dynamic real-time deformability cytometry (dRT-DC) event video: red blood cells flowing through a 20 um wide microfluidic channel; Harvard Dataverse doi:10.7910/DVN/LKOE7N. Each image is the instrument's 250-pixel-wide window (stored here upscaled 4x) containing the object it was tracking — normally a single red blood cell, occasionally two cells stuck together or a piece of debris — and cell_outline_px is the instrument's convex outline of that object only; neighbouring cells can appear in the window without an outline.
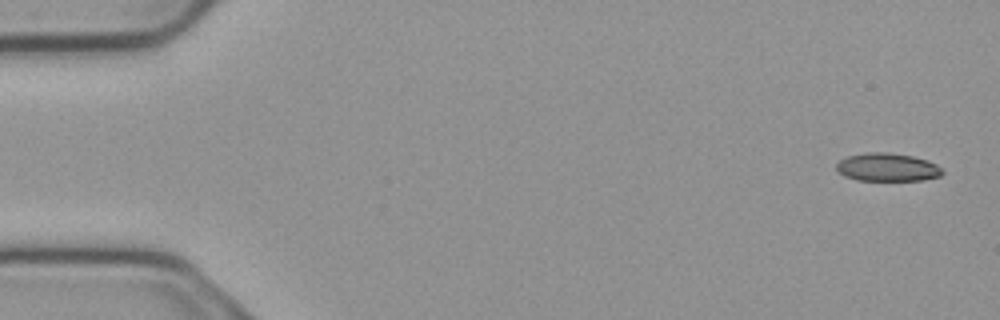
{"species": "common noctule bat (a hibernating species)", "species_latin": "Nyctalus noctula", "temperature_condition": "cold", "stored_images_in_passage": 6, "segment_of_instrument_passage": [1, 2], "camera_frame_rate_fps": 3000, "um_per_image_px": 0.085, "animal": {"sex": "male", "body_mass_g": 23.1, "forearm_length_mm": 52.7}, "frame": {"image": 1, "passage_image": 1, "time_ms": 0.0, "image_size_px": [1000, 320], "cell_outline_px": [[944, 172], [940, 176], [924, 180], [856, 180], [844, 176], [836, 168], [836, 164], [840, 160], [848, 156], [868, 152], [888, 152], [912, 156], [928, 160], [936, 164]], "centroid_in_image_um": [75.43, 14.21], "position_along_channel_um": 9.6, "area_um2": 17.34}}
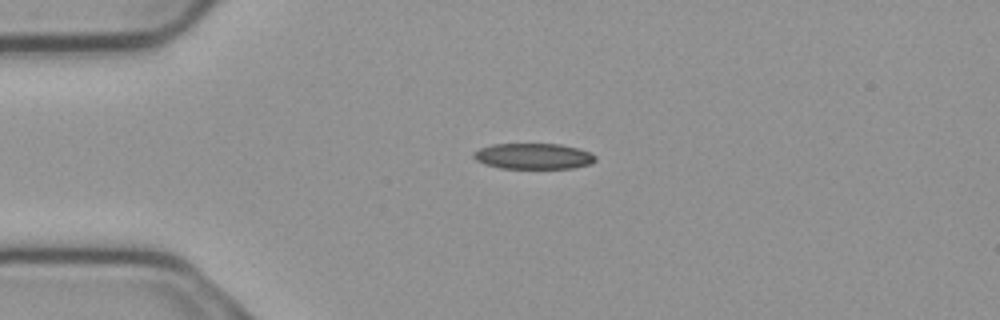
{"frame": {"image": 2, "passage_image": 4, "time_ms": 1.0, "image_size_px": [1000, 320], "cell_outline_px": [[596, 160], [592, 164], [572, 168], [500, 168], [484, 164], [476, 160], [472, 156], [472, 152], [480, 148], [492, 144], [560, 144], [592, 152], [596, 156]], "centroid_in_image_um": [45.34, 13.28], "position_along_channel_um": 39.7, "area_um2": 18.44}}